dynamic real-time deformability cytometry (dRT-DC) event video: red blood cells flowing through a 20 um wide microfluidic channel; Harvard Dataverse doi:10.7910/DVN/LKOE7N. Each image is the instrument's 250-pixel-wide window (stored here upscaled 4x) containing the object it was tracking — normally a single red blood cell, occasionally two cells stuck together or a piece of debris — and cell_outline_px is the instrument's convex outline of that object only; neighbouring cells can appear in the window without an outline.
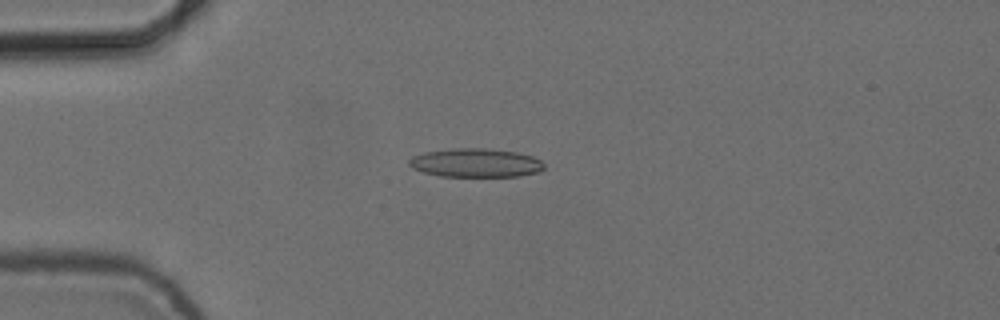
{"species": "common noctule bat (a hibernating species)", "species_latin": "Nyctalus noctula", "temperature_condition": "cold", "stored_images_in_passage": 48, "camera_frame_rate_fps": 3000, "um_per_image_px": 0.085, "animal": {"sex": "female", "body_mass_g": 24.6, "forearm_length_mm": 56.2}, "frame": {"image": 1, "passage_image": 8, "time_ms": 2.333, "image_size_px": [1000, 320], "cell_outline_px": [[544, 168], [540, 172], [520, 176], [440, 176], [424, 172], [412, 168], [408, 164], [408, 160], [412, 156], [424, 152], [456, 148], [488, 148], [516, 152], [532, 156], [540, 160], [544, 164]], "centroid_in_image_um": [40.43, 13.84], "position_along_channel_um": 44.6, "area_um2": 22.66}}
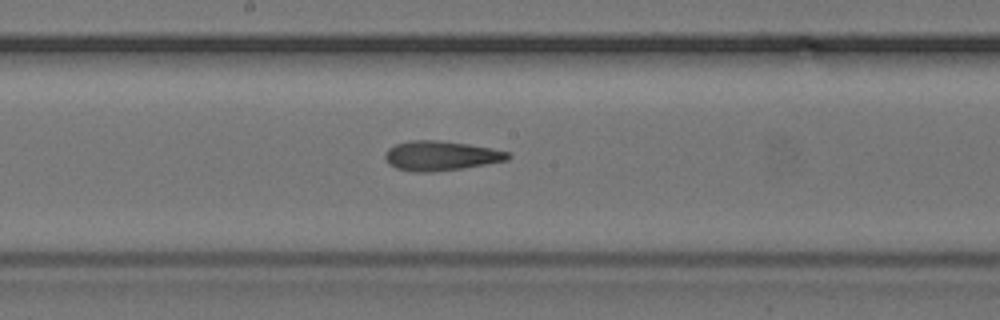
{"frame": {"image": 2, "passage_image": 23, "time_ms": 7.333, "image_size_px": [1000, 320], "cell_outline_px": [[512, 156], [508, 160], [464, 168], [432, 172], [416, 172], [396, 168], [388, 164], [384, 156], [384, 152], [388, 148], [396, 144], [408, 140], [440, 140], [468, 144], [492, 148], [508, 152]], "centroid_in_image_um": [37.45, 13.23], "position_along_channel_um": 210.7, "area_um2": 21.39}}
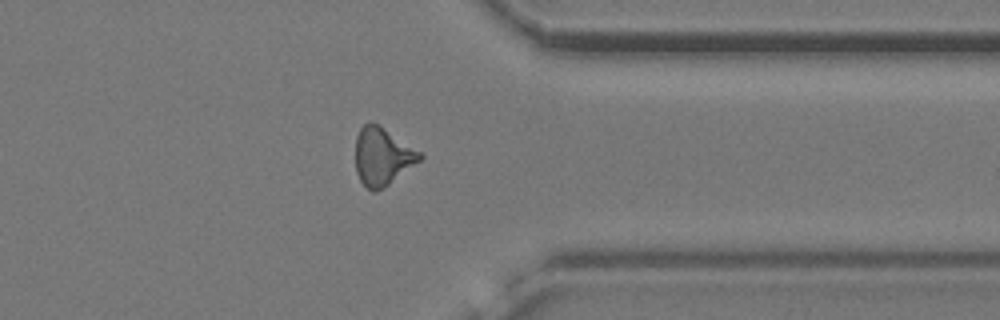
{"frame": {"image": 3, "passage_image": 37, "time_ms": 12.0, "image_size_px": [1000, 320], "cell_outline_px": [[424, 156], [420, 160], [384, 188], [376, 192], [372, 192], [360, 180], [356, 172], [356, 136], [360, 128], [364, 124], [380, 124], [420, 152]], "centroid_in_image_um": [32.49, 13.3], "position_along_channel_um": 378.9, "area_um2": 21.44}, "authors_computed_cell_mechanics": {"area_um2": 20.9525, "velocity_mm_per_s": 3.7533, "shape_relaxation_time_tau1_ms": 4.9706, "shape_relaxation_time_tau2_ms": 2.4137, "deformation_change_tau1": 0.1717, "deformation_change_tau2": 0.1331}}